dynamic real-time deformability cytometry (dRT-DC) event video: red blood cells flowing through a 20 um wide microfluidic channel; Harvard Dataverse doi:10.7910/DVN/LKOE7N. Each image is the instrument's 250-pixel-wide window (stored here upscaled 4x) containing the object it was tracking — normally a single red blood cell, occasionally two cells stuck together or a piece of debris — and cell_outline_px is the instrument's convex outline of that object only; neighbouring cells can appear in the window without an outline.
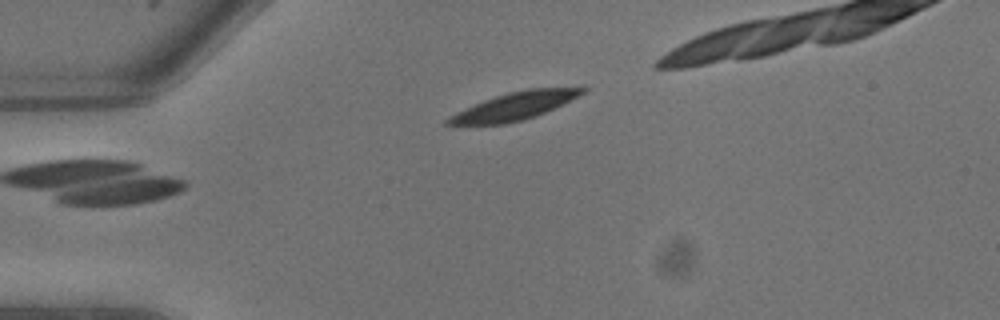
{"species": "common noctule bat (a hibernating species)", "species_latin": "Nyctalus noctula", "temperature_condition": "warm", "stored_images_in_passage": 3, "camera_frame_rate_fps": 3000, "um_per_image_px": 0.085, "animal": {"sex": "male", "body_mass_g": 13.3}, "frame": {"image": 1, "passage_image": 3, "time_ms": 0.667, "image_size_px": [1000, 320], "cell_outline_px": [[588, 88], [584, 92], [536, 116], [524, 120], [504, 124], [444, 124], [444, 120], [456, 112], [484, 100], [508, 92], [528, 88]], "centroid_in_image_um": [43.66, 9.03], "position_along_channel_um": 41.3, "area_um2": 20.98}}